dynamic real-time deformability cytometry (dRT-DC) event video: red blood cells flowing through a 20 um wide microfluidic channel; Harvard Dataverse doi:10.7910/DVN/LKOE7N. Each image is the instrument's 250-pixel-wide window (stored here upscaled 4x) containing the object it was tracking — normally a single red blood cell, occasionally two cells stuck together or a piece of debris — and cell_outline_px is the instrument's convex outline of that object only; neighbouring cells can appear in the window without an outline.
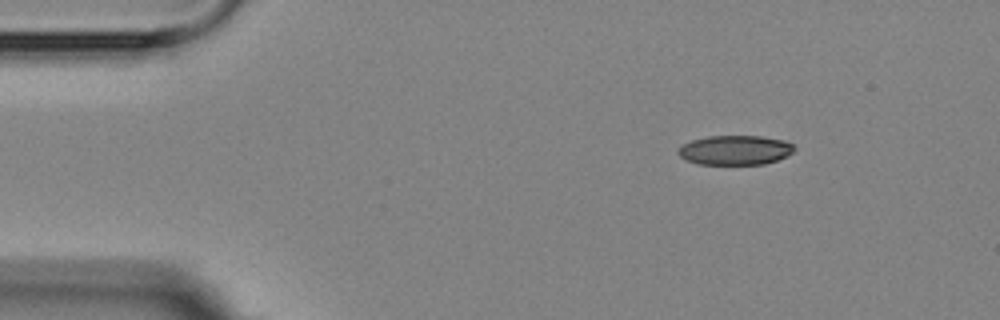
{"species": "Egyptian fruit bat (a non-hibernating species)", "species_latin": "Rousettus aegyptiacus", "temperature_condition": "room temperature", "stored_images_in_passage": 5, "camera_frame_rate_fps": 3000, "um_per_image_px": 0.085, "animal": {"sex": "female"}, "frame": {"image": 1, "passage_image": 1, "time_ms": 0.0, "image_size_px": [1000, 320], "cell_outline_px": [[796, 148], [788, 156], [764, 164], [696, 164], [684, 160], [676, 152], [684, 144], [692, 140], [708, 136], [760, 136], [784, 140], [792, 144]], "centroid_in_image_um": [62.48, 12.76], "position_along_channel_um": 22.5, "area_um2": 20.0}}
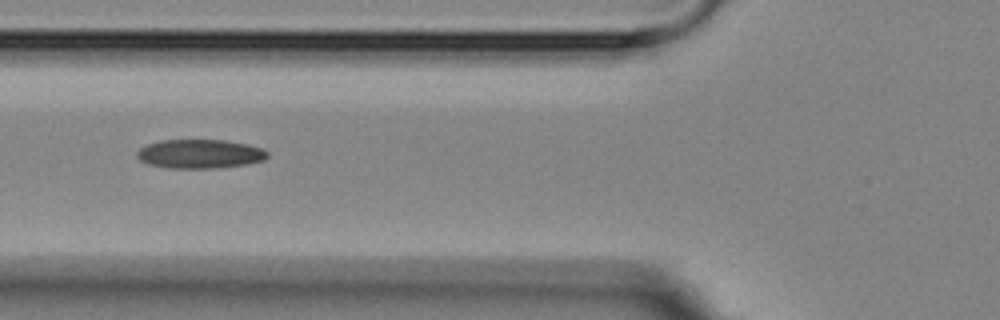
{"frame": {"image": 2, "passage_image": 4, "time_ms": 4.333, "image_size_px": [1000, 320], "cell_outline_px": [[268, 156], [264, 160], [248, 164], [220, 168], [168, 168], [148, 164], [140, 160], [136, 156], [136, 152], [140, 148], [148, 144], [160, 140], [224, 140], [248, 144], [264, 148], [268, 152]], "centroid_in_image_um": [17.01, 13.08], "position_along_channel_um": 108.8, "area_um2": 22.25}}
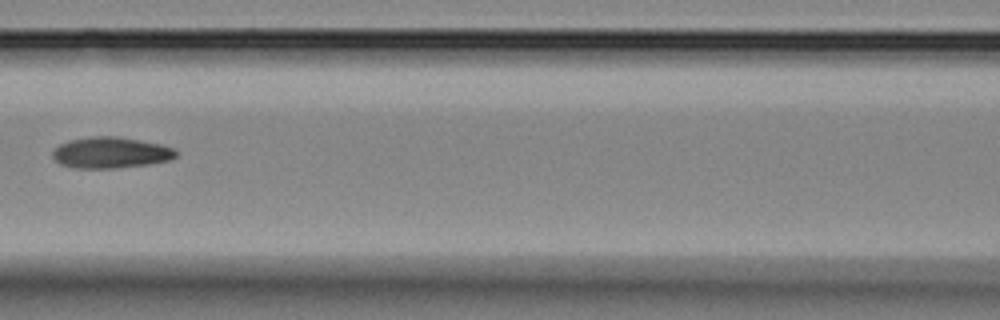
{"frame": {"image": 3, "passage_image": 5, "time_ms": 5.667, "image_size_px": [1000, 320], "cell_outline_px": [[180, 152], [172, 160], [148, 164], [116, 168], [72, 168], [60, 164], [52, 156], [52, 152], [60, 144], [68, 140], [92, 136], [116, 136], [140, 140], [160, 144], [176, 148]], "centroid_in_image_um": [9.45, 12.97], "position_along_channel_um": 157.2, "area_um2": 22.6}}